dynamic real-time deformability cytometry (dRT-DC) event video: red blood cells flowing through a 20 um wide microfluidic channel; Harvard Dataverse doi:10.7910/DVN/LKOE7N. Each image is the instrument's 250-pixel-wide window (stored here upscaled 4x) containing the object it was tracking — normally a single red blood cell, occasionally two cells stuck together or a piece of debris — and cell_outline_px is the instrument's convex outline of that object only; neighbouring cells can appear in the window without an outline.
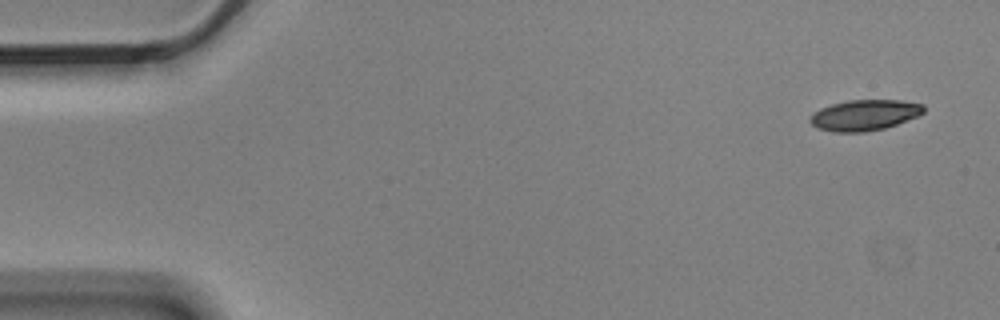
{"species": "Egyptian fruit bat (a non-hibernating species)", "species_latin": "Rousettus aegyptiacus", "temperature_condition": "cold", "stored_images_in_passage": 4, "camera_frame_rate_fps": 3000, "um_per_image_px": 0.085, "animal": {"sex": "male"}, "frame": {"image": 1, "passage_image": 1, "time_ms": 0.0, "image_size_px": [1000, 320], "cell_outline_px": [[924, 112], [916, 116], [896, 124], [884, 128], [864, 132], [832, 132], [816, 128], [808, 120], [812, 112], [820, 108], [832, 104], [848, 100], [900, 100], [924, 104]], "centroid_in_image_um": [73.43, 9.78], "position_along_channel_um": 11.6, "area_um2": 20.4}}
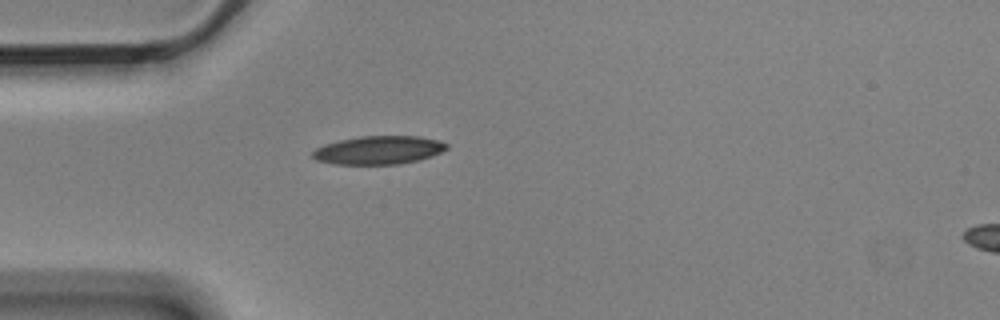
{"frame": {"image": 2, "passage_image": 4, "time_ms": 1.0, "image_size_px": [1000, 320], "cell_outline_px": [[448, 148], [432, 156], [420, 160], [400, 164], [332, 164], [316, 160], [312, 156], [312, 152], [316, 148], [324, 144], [340, 140], [360, 136], [420, 136], [440, 140], [448, 144]], "centroid_in_image_um": [32.2, 12.76], "position_along_channel_um": 52.8, "area_um2": 22.31}}